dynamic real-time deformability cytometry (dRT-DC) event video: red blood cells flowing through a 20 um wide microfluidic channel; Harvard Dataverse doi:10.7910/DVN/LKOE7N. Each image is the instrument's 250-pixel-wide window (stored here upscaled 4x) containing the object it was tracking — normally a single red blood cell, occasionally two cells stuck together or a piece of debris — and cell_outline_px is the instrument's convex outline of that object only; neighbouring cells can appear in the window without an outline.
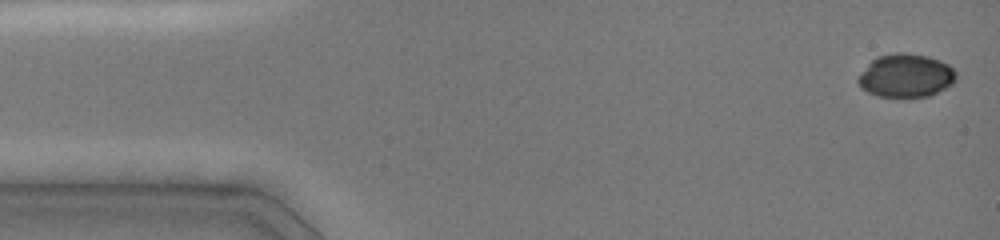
{"species": "common noctule bat (a hibernating species)", "species_latin": "Nyctalus noctula", "temperature_condition": "cold", "stored_images_in_passage": 11, "camera_frame_rate_fps": 3000, "um_per_image_px": 0.085, "animal": {"sex": "female", "body_mass_g": 19.0, "forearm_length_mm": 51.5}, "frame": {"image": 1, "passage_image": 1, "time_ms": 0.0, "image_size_px": [1000, 240], "cell_outline_px": [[956, 80], [952, 84], [928, 96], [880, 96], [868, 92], [860, 88], [856, 80], [860, 72], [876, 56], [896, 52], [904, 52], [928, 56], [940, 60], [948, 64], [956, 72]], "centroid_in_image_um": [76.97, 6.4], "position_along_channel_um": 8.0, "area_um2": 24.74}}
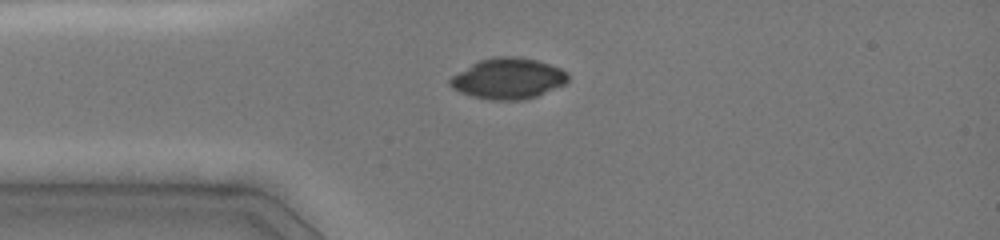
{"frame": {"image": 2, "passage_image": 7, "time_ms": 3.333, "image_size_px": [1000, 240], "cell_outline_px": [[568, 80], [564, 84], [536, 96], [524, 100], [492, 100], [472, 96], [460, 92], [452, 88], [448, 84], [448, 80], [452, 76], [472, 64], [480, 60], [492, 56], [516, 56], [536, 60], [560, 68], [568, 72]], "centroid_in_image_um": [43.17, 6.67], "position_along_channel_um": 41.8, "area_um2": 27.98}}